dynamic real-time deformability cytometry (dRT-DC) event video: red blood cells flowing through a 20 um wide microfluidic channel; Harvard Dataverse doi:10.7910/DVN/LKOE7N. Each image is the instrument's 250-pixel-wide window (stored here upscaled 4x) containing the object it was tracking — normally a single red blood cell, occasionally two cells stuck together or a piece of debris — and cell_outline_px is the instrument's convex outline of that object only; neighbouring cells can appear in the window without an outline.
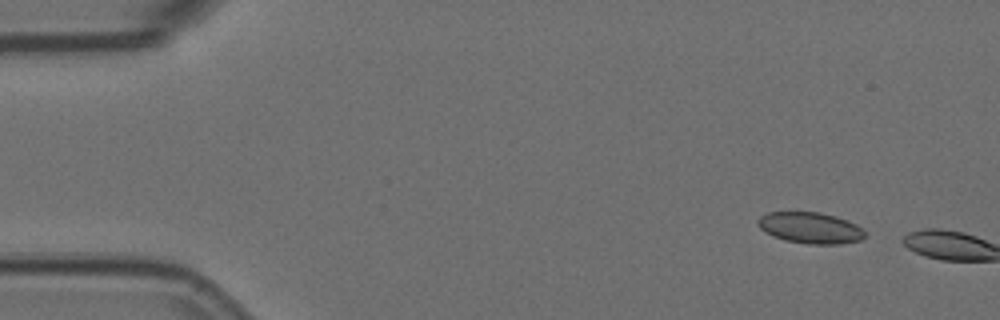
{"species": "Egyptian fruit bat (a non-hibernating species)", "species_latin": "Rousettus aegyptiacus", "temperature_condition": "room temperature", "stored_images_in_passage": 2, "camera_frame_rate_fps": 3000, "um_per_image_px": 0.085, "animal": {"sex": "female"}, "frame": {"image": 1, "passage_image": 1, "time_ms": 0.0, "image_size_px": [1000, 320], "cell_outline_px": [[864, 236], [860, 240], [840, 244], [808, 244], [784, 240], [772, 236], [764, 232], [756, 224], [756, 220], [760, 216], [768, 212], [820, 212], [836, 216], [856, 224], [864, 232]], "centroid_in_image_um": [68.82, 19.36], "position_along_channel_um": 16.2, "area_um2": 19.54}}